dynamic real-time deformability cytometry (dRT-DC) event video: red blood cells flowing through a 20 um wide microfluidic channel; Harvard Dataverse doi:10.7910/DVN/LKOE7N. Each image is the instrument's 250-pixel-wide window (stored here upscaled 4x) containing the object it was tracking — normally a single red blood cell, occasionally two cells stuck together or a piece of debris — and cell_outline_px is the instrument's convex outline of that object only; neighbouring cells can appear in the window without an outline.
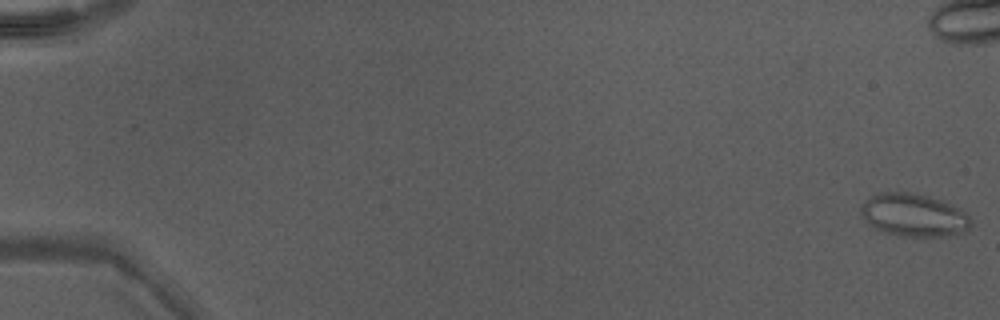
{"species": "Egyptian fruit bat (a non-hibernating species)", "species_latin": "Rousettus aegyptiacus", "temperature_condition": "warm", "stored_images_in_passage": 50, "camera_frame_rate_fps": 3000, "um_per_image_px": 0.085, "animal": {"sex": "male"}, "frame": {"image": 1, "passage_image": 1, "time_ms": 0.0, "image_size_px": [1000, 320], "cell_outline_px": [[972, 224], [964, 232], [944, 236], [900, 236], [876, 228], [868, 224], [860, 216], [860, 208], [872, 196], [880, 192], [916, 192], [940, 200], [964, 212], [972, 220]], "centroid_in_image_um": [77.65, 18.28], "position_along_channel_um": 7.3, "area_um2": 27.17}}